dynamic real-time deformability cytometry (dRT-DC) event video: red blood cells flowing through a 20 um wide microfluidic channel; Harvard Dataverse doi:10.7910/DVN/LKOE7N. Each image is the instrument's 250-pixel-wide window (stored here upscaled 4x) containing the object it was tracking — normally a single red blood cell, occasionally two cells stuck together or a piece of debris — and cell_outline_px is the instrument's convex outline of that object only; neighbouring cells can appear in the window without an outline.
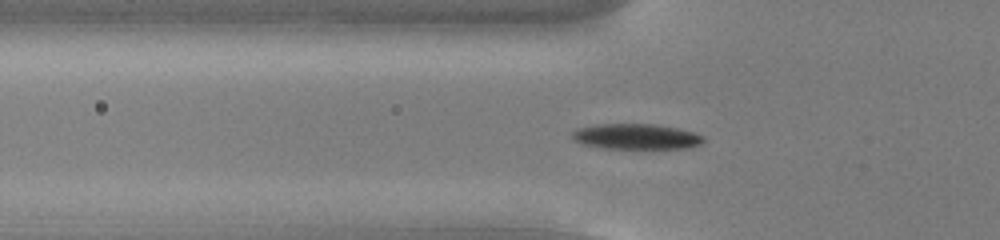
{"species": "common noctule bat (a hibernating species)", "species_latin": "Nyctalus noctula", "temperature_condition": "cold", "stored_images_in_passage": 56, "camera_frame_rate_fps": 3000, "um_per_image_px": 0.085, "animal": {"sex": "male", "body_mass_g": 13.0, "forearm_length_mm": 53.1}, "frame": {"image": 1, "passage_image": 20, "time_ms": 6.333, "image_size_px": [1000, 240], "cell_outline_px": [[704, 140], [700, 144], [688, 148], [604, 148], [584, 144], [576, 140], [572, 136], [572, 132], [580, 128], [596, 124], [656, 124], [680, 128], [696, 132], [704, 136]], "centroid_in_image_um": [54.15, 11.59], "position_along_channel_um": 71.6, "area_um2": 19.42}}
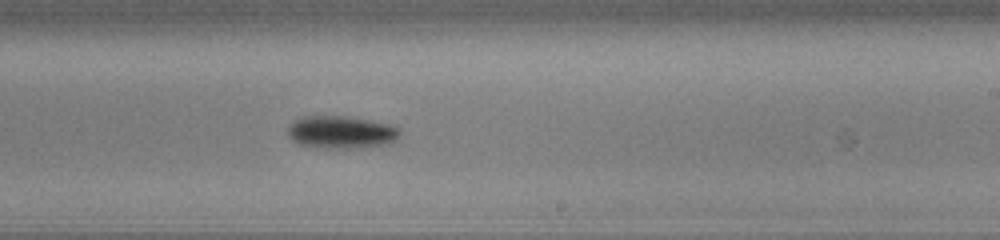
{"frame": {"image": 2, "passage_image": 35, "time_ms": 11.333, "image_size_px": [1000, 240], "cell_outline_px": [[400, 136], [392, 144], [360, 148], [316, 148], [300, 144], [292, 140], [288, 136], [288, 128], [296, 120], [304, 116], [344, 116], [372, 120], [392, 124], [400, 128]], "centroid_in_image_um": [29.07, 11.25], "position_along_channel_um": 259.9, "area_um2": 21.68}}
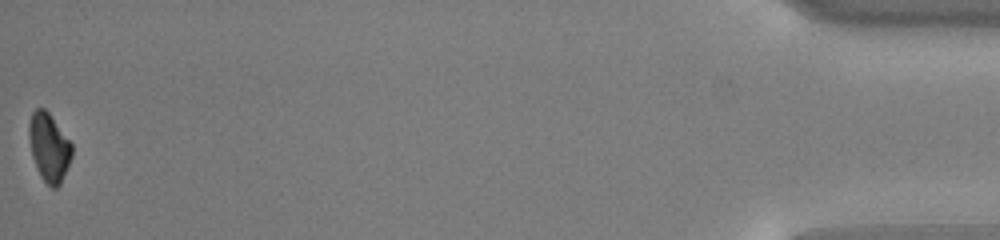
{"frame": {"image": 3, "passage_image": 56, "time_ms": 18.333, "image_size_px": [1000, 240], "cell_outline_px": [[72, 156], [60, 184], [56, 188], [52, 188], [40, 176], [36, 168], [32, 156], [28, 136], [28, 124], [32, 112], [36, 108], [44, 108], [48, 112], [72, 144]], "centroid_in_image_um": [4.14, 12.52], "position_along_channel_um": 431.1, "area_um2": 16.99}, "authors_computed_cell_mechanics": {"area_um2": 19.0162, "velocity_mm_per_s": 3.7847, "shape_relaxation_time_tau1_ms": 1.4422, "shape_relaxation_time_tau2_ms": null, "deformation_change_tau1": 0.1111, "deformation_change_tau2": null}}